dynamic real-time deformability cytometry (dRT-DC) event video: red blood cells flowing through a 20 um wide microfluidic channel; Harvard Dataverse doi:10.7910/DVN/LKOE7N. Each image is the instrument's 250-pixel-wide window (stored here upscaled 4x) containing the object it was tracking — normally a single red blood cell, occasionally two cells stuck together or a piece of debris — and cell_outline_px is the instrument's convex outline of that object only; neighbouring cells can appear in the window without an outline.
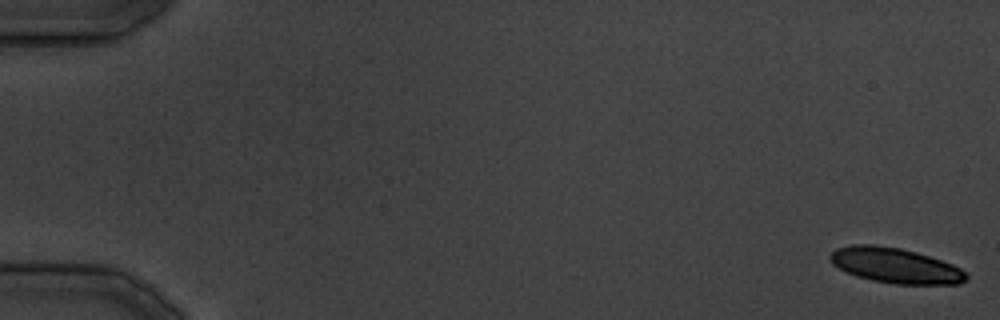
{"species": "common noctule bat (a hibernating species)", "species_latin": "Nyctalus noctula", "temperature_condition": "cold", "stored_images_in_passage": 36, "camera_frame_rate_fps": 3000, "um_per_image_px": 0.085, "animal": {"sex": "male", "body_mass_g": 19.5, "forearm_length_mm": 54.6}, "frame": {"image": 1, "passage_image": 1, "time_ms": 0.0, "image_size_px": [1000, 320], "cell_outline_px": [[968, 276], [960, 284], [896, 284], [872, 280], [856, 276], [832, 264], [828, 256], [836, 248], [852, 244], [876, 244], [900, 248], [916, 252], [952, 264], [960, 268]], "centroid_in_image_um": [76.07, 22.56], "position_along_channel_um": 8.9, "area_um2": 27.8}}
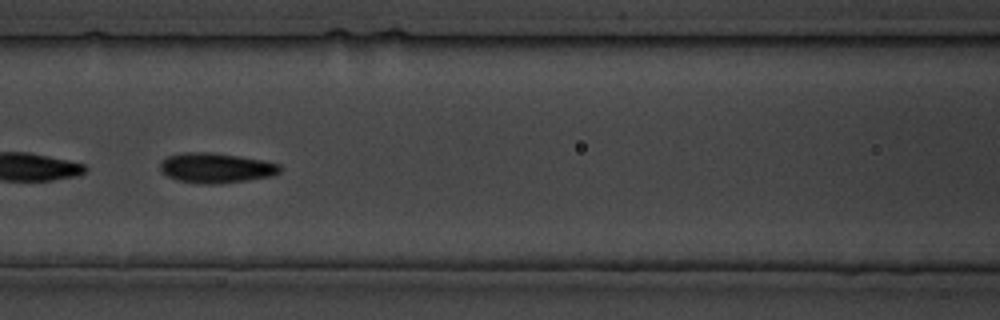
{"frame": {"image": 2, "passage_image": 17, "time_ms": 20.0, "image_size_px": [1000, 320], "cell_outline_px": [[284, 168], [280, 172], [272, 176], [220, 184], [204, 184], [180, 180], [168, 176], [160, 172], [160, 160], [168, 156], [184, 152], [212, 152], [240, 156], [264, 160], [280, 164]], "centroid_in_image_um": [18.38, 14.26], "position_along_channel_um": 148.2, "area_um2": 21.15}}